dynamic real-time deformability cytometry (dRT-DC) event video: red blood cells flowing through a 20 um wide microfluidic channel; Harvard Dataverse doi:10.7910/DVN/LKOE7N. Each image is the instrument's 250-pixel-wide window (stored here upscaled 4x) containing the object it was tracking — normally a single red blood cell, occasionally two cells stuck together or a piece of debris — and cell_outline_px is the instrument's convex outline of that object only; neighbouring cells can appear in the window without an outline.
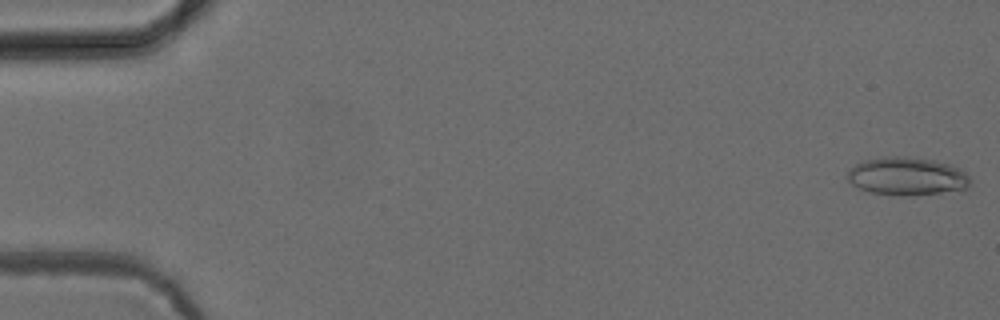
{"species": "common noctule bat (a hibernating species)", "species_latin": "Nyctalus noctula", "temperature_condition": "cold", "stored_images_in_passage": 52, "camera_frame_rate_fps": 3000, "um_per_image_px": 0.085, "animal": {"sex": "female", "body_mass_g": 24.6, "forearm_length_mm": 56.2}, "frame": {"image": 1, "passage_image": 1, "time_ms": 0.0, "image_size_px": [1000, 320], "cell_outline_px": [[972, 180], [968, 188], [964, 192], [904, 196], [896, 196], [868, 192], [852, 184], [848, 180], [848, 172], [856, 164], [864, 160], [884, 156], [904, 156], [936, 160], [960, 168]], "centroid_in_image_um": [77.18, 15.01], "position_along_channel_um": 7.8, "area_um2": 27.98}}
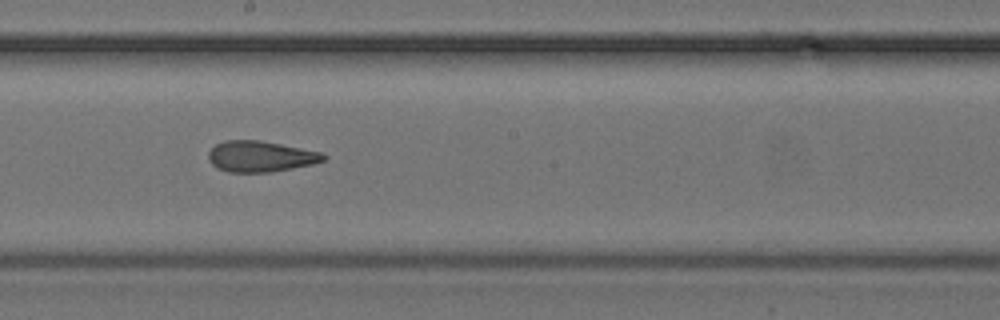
{"frame": {"image": 2, "passage_image": 29, "time_ms": 9.333, "image_size_px": [1000, 320], "cell_outline_px": [[328, 156], [324, 160], [312, 164], [272, 172], [228, 172], [216, 168], [208, 160], [208, 152], [216, 144], [224, 140], [260, 140], [324, 152]], "centroid_in_image_um": [22.15, 13.29], "position_along_channel_um": 226.1, "area_um2": 20.92}}
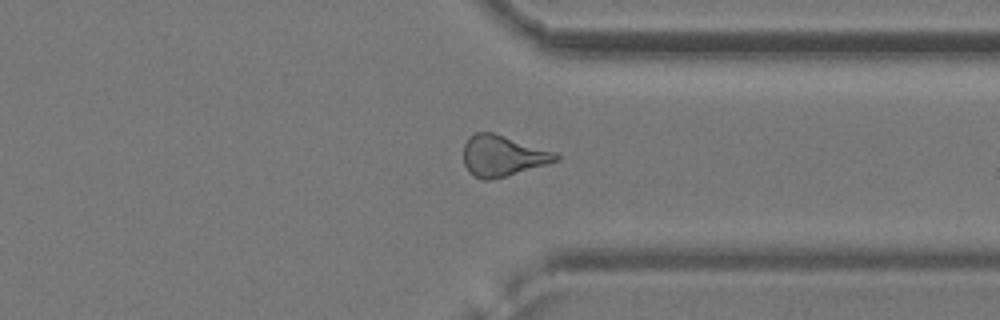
{"frame": {"image": 3, "passage_image": 40, "time_ms": 13.0, "image_size_px": [1000, 320], "cell_outline_px": [[560, 160], [548, 164], [504, 176], [488, 180], [484, 180], [468, 172], [464, 164], [464, 144], [468, 136], [476, 132], [492, 132], [556, 152], [560, 156]], "centroid_in_image_um": [42.72, 13.23], "position_along_channel_um": 368.7, "area_um2": 21.91}, "authors_computed_cell_mechanics": {"area_um2": 21.8773, "velocity_mm_per_s": 3.9233, "shape_relaxation_time_tau1_ms": null, "shape_relaxation_time_tau2_ms": 2.614, "deformation_change_tau1": null, "deformation_change_tau2": 0.1083}}